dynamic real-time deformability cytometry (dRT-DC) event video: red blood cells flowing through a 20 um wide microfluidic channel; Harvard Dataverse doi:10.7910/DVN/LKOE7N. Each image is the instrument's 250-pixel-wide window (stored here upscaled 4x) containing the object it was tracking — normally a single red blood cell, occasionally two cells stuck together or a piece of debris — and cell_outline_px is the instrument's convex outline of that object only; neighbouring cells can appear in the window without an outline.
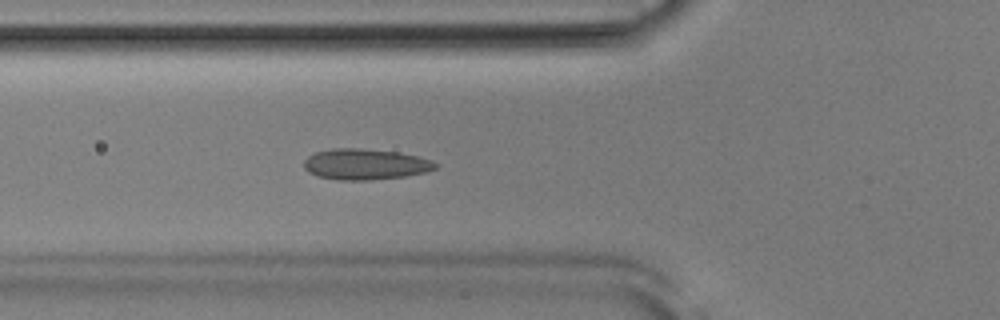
{"species": "Egyptian fruit bat (a non-hibernating species)", "species_latin": "Rousettus aegyptiacus", "temperature_condition": "room temperature", "stored_images_in_passage": 52, "camera_frame_rate_fps": 3000, "um_per_image_px": 0.085, "animal": {"sex": "male"}, "frame": {"image": 1, "passage_image": 19, "time_ms": 6.0, "image_size_px": [1000, 320], "cell_outline_px": [[440, 164], [436, 168], [424, 172], [404, 176], [368, 180], [336, 180], [316, 176], [308, 172], [304, 168], [304, 160], [308, 156], [316, 152], [332, 148], [360, 148], [400, 152], [432, 160]], "centroid_in_image_um": [31.03, 13.96], "position_along_channel_um": 94.8, "area_um2": 23.76}}
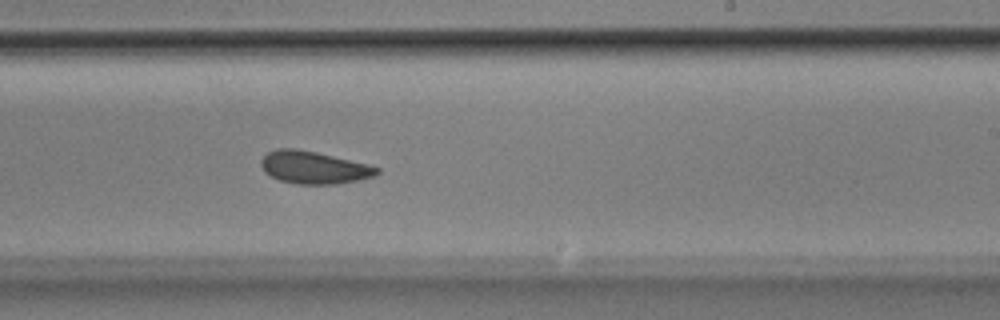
{"frame": {"image": 2, "passage_image": 32, "time_ms": 10.333, "image_size_px": [1000, 320], "cell_outline_px": [[380, 172], [376, 176], [360, 180], [336, 184], [296, 184], [280, 180], [264, 172], [260, 164], [260, 160], [268, 152], [276, 148], [296, 148], [316, 152], [368, 164], [380, 168]], "centroid_in_image_um": [26.69, 14.24], "position_along_channel_um": 262.3, "area_um2": 22.08}}
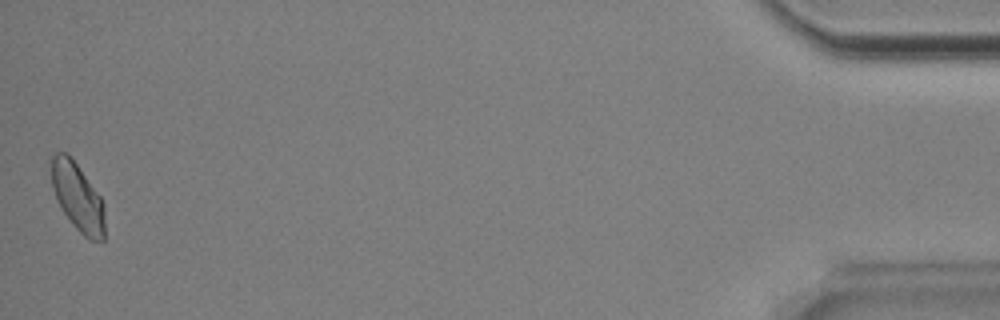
{"frame": {"image": 3, "passage_image": 52, "time_ms": 17.0, "image_size_px": [1000, 320], "cell_outline_px": [[104, 240], [88, 240], [76, 228], [64, 212], [52, 188], [48, 160], [56, 152], [68, 152], [100, 196], [104, 204]], "centroid_in_image_um": [6.56, 16.69], "position_along_channel_um": 428.6, "area_um2": 21.27}, "authors_computed_cell_mechanics": {"area_um2": 22.3975, "velocity_mm_per_s": 3.8649, "shape_relaxation_time_tau1_ms": 5.7514, "shape_relaxation_time_tau2_ms": 1.3381, "deformation_change_tau1": 0.0854, "deformation_change_tau2": 0.0586}}